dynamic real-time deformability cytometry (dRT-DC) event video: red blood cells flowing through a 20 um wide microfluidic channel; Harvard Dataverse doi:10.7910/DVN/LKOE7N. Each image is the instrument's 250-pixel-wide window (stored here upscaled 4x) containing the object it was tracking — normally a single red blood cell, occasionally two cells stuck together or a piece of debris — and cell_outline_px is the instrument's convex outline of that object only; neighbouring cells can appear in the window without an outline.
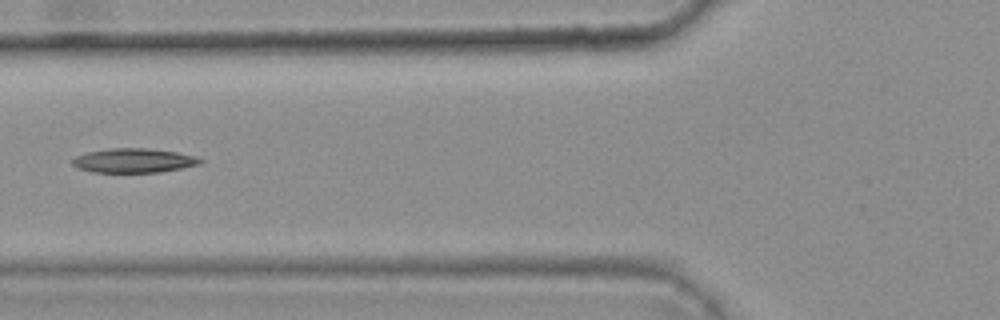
{"species": "common noctule bat (a hibernating species)", "species_latin": "Nyctalus noctula", "temperature_condition": "warm", "stored_images_in_passage": 6, "camera_frame_rate_fps": 3000, "um_per_image_px": 0.085, "animal": {"sex": "female", "body_mass_g": 25.1}, "frame": {"image": 1, "passage_image": 6, "time_ms": 1.667, "image_size_px": [1000, 320], "cell_outline_px": [[204, 160], [200, 164], [160, 172], [92, 172], [80, 168], [72, 164], [72, 160], [76, 156], [88, 152], [108, 148], [144, 148], [176, 152], [196, 156]], "centroid_in_image_um": [11.38, 13.64], "position_along_channel_um": 114.4, "area_um2": 17.92}}